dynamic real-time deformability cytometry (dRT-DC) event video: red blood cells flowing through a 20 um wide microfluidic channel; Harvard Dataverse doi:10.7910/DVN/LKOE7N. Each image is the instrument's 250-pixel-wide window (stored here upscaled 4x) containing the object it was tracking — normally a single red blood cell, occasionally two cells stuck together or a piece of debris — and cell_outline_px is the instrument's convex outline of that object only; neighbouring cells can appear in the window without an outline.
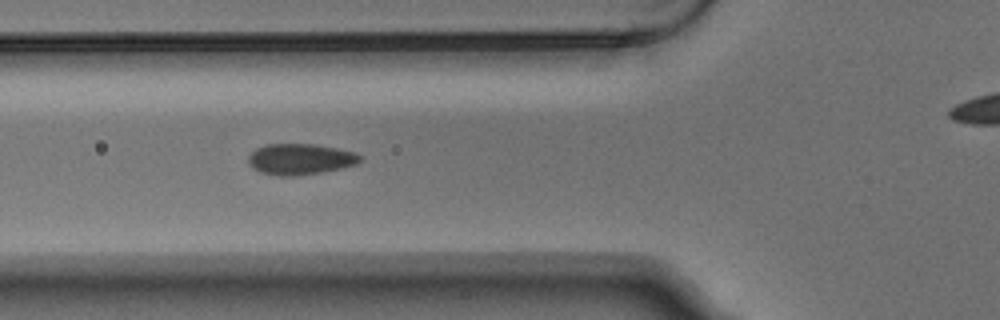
{"species": "Egyptian fruit bat (a non-hibernating species)", "species_latin": "Rousettus aegyptiacus", "temperature_condition": "warm", "stored_images_in_passage": 6, "segment_of_instrument_passage": [1, 2], "camera_frame_rate_fps": 3000, "um_per_image_px": 0.085, "animal": {"sex": "male"}, "frame": {"image": 1, "passage_image": 2, "time_ms": 0.333, "image_size_px": [1000, 320], "cell_outline_px": [[360, 160], [356, 164], [340, 168], [320, 172], [292, 176], [280, 176], [264, 172], [252, 168], [248, 164], [248, 156], [256, 148], [264, 144], [316, 144], [336, 148], [352, 152], [360, 156]], "centroid_in_image_um": [25.46, 13.51], "position_along_channel_um": 100.3, "area_um2": 19.88}}
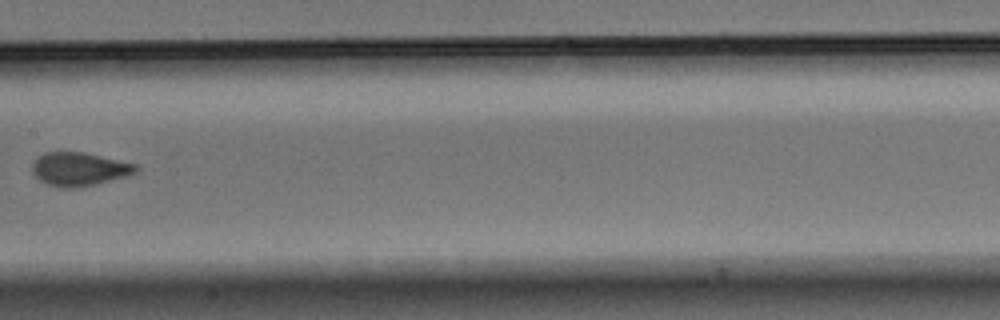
{"frame": {"image": 2, "passage_image": 4, "time_ms": 1.0, "image_size_px": [1000, 320], "cell_outline_px": [[140, 168], [136, 172], [124, 176], [96, 184], [72, 188], [64, 188], [48, 184], [40, 180], [32, 172], [32, 164], [44, 152], [84, 152], [136, 164]], "centroid_in_image_um": [6.73, 14.37], "position_along_channel_um": 200.7, "area_um2": 19.94}}
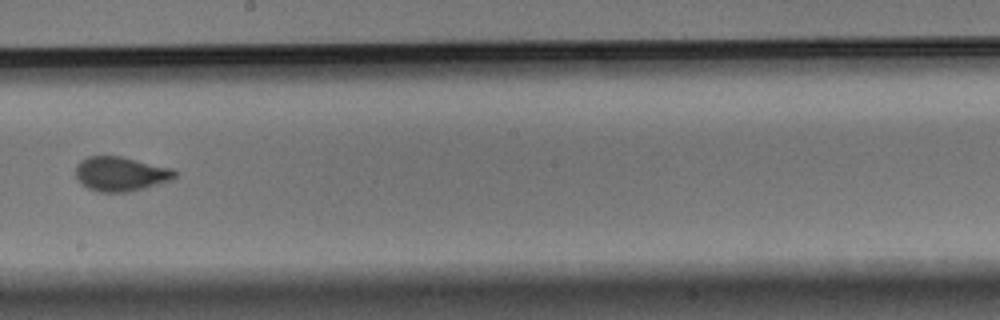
{"frame": {"image": 3, "passage_image": 5, "time_ms": 1.333, "image_size_px": [1000, 320], "cell_outline_px": [[176, 176], [172, 180], [144, 188], [128, 192], [100, 192], [88, 188], [80, 184], [76, 176], [76, 164], [80, 160], [88, 156], [120, 156], [172, 168], [176, 172]], "centroid_in_image_um": [10.24, 14.78], "position_along_channel_um": 238.0, "area_um2": 19.94}}